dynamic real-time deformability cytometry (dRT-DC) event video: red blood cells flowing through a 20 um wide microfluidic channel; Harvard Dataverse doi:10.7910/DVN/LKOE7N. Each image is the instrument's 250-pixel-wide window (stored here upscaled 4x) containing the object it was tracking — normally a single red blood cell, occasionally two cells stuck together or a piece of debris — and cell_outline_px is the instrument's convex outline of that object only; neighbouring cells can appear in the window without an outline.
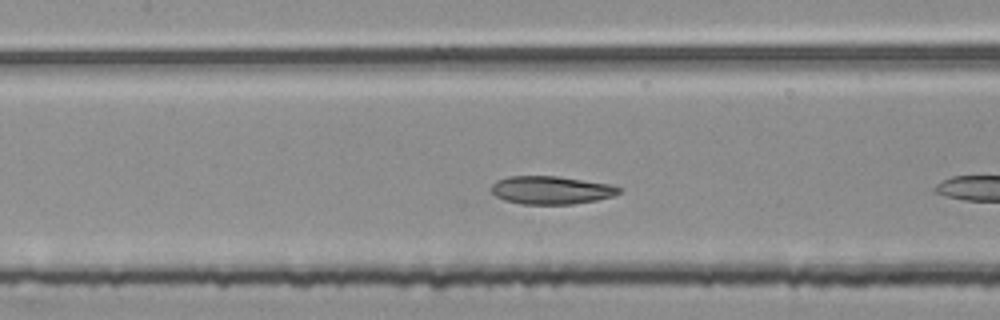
{"species": "common noctule bat (a hibernating species)", "species_latin": "Nyctalus noctula", "temperature_condition": "room temperature", "stored_images_in_passage": 10, "camera_frame_rate_fps": 3000, "um_per_image_px": 0.085, "animal": {"sex": "female", "body_mass_g": 25.1}, "frame": {"image": 1, "passage_image": 9, "time_ms": 2.667, "image_size_px": [1000, 320], "cell_outline_px": [[620, 192], [612, 196], [596, 200], [572, 204], [520, 204], [504, 200], [496, 196], [492, 192], [492, 184], [496, 180], [508, 176], [556, 176], [612, 184], [620, 188]], "centroid_in_image_um": [46.83, 16.15], "position_along_channel_um": 160.6, "area_um2": 20.87}}